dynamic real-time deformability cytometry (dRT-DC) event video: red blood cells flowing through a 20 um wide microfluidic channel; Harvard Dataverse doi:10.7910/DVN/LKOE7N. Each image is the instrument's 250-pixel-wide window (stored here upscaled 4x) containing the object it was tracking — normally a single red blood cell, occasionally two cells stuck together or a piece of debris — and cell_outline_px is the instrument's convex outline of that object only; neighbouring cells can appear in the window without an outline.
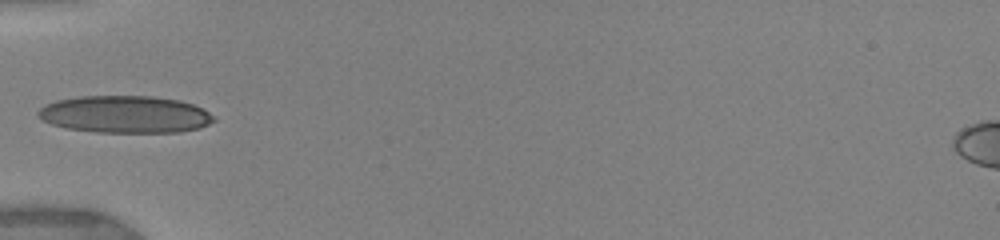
{"species": "human", "species_latin": "Homo sapiens", "temperature_condition": "warm", "stored_images_in_passage": 40, "camera_frame_rate_fps": 3000, "um_per_image_px": 0.085, "donor": {"sex": "female"}, "frame": {"image": 1, "passage_image": 1, "time_ms": 0.0, "image_size_px": [1000, 240], "cell_outline_px": [[216, 120], [200, 128], [180, 132], [96, 132], [64, 128], [52, 124], [36, 116], [36, 112], [44, 104], [56, 100], [80, 96], [152, 96], [180, 100], [192, 104], [216, 116]], "centroid_in_image_um": [10.61, 9.72], "position_along_channel_um": 74.4, "area_um2": 38.32}}
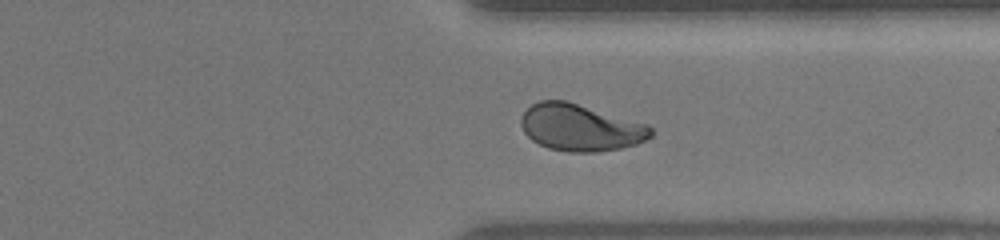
{"frame": {"image": 2, "passage_image": 24, "time_ms": 7.333, "image_size_px": [1000, 240], "cell_outline_px": [[652, 136], [636, 144], [620, 148], [596, 152], [568, 152], [548, 148], [532, 140], [524, 132], [520, 124], [520, 116], [532, 104], [540, 100], [568, 100], [648, 124], [652, 128]], "centroid_in_image_um": [49.33, 10.83], "position_along_channel_um": 362.1, "area_um2": 35.66}}
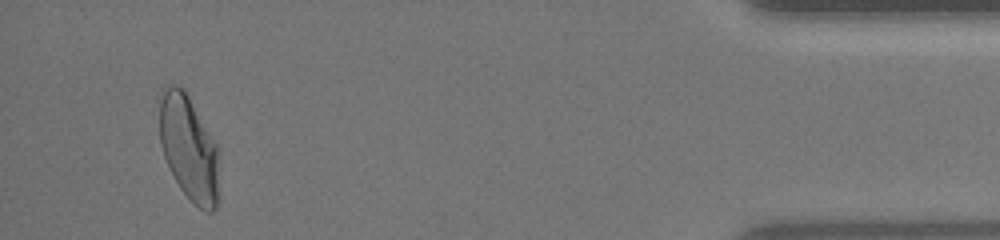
{"frame": {"image": 3, "passage_image": 38, "time_ms": 10.333, "image_size_px": [1000, 240], "cell_outline_px": [[216, 208], [212, 212], [208, 212], [192, 204], [180, 188], [164, 156], [160, 144], [160, 96], [164, 88], [168, 84], [176, 84], [184, 88], [216, 144]], "centroid_in_image_um": [16.0, 12.54], "position_along_channel_um": 419.2, "area_um2": 35.66}, "authors_computed_cell_mechanics": {"area_um2": 35.0846, "velocity_mm_per_s": 3.9106, "shape_relaxation_time_tau1_ms": 5.0669, "shape_relaxation_time_tau2_ms": 0.8276, "deformation_change_tau1": 0.1842, "deformation_change_tau2": 0.0677}}